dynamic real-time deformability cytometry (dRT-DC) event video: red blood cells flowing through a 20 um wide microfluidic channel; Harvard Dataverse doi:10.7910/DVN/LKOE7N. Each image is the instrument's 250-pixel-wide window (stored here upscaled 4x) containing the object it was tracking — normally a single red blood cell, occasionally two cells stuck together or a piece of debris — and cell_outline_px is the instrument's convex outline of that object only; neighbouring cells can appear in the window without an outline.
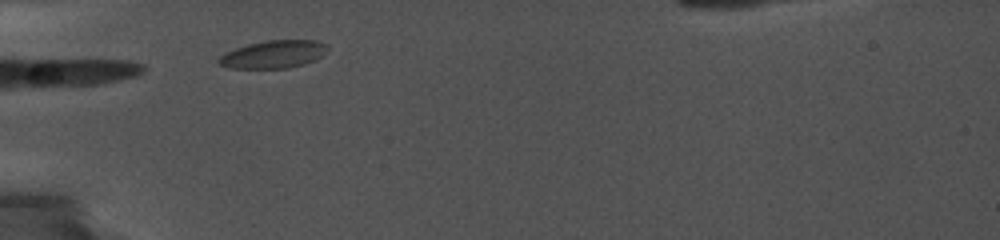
{"species": "common noctule bat (a hibernating species)", "species_latin": "Nyctalus noctula", "temperature_condition": "cold", "stored_images_in_passage": 8, "camera_frame_rate_fps": 5000, "um_per_image_px": 0.085, "animal": {"sex": "female", "body_mass_g": 19.0, "forearm_length_mm": 56.7}, "frame": {"image": 1, "passage_image": 1, "time_ms": 0.0, "image_size_px": [1000, 240], "cell_outline_px": [[328, 52], [316, 60], [304, 64], [288, 68], [228, 68], [220, 64], [216, 60], [220, 56], [236, 48], [248, 44], [268, 40], [316, 40], [328, 44]], "centroid_in_image_um": [23.3, 4.61], "position_along_channel_um": 61.7, "area_um2": 17.69}}
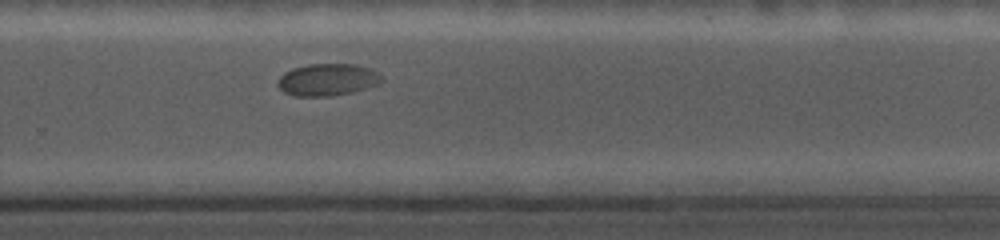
{"frame": {"image": 2, "passage_image": 7, "time_ms": 7.0, "image_size_px": [1000, 240], "cell_outline_px": [[384, 80], [380, 84], [352, 92], [328, 96], [296, 96], [284, 92], [276, 84], [280, 76], [284, 72], [292, 68], [308, 64], [356, 64], [368, 68], [376, 72]], "centroid_in_image_um": [27.82, 6.77], "position_along_channel_um": 302.0, "area_um2": 19.42}}
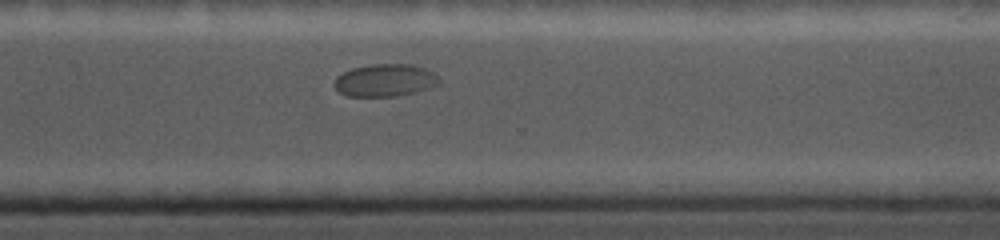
{"frame": {"image": 3, "passage_image": 8, "time_ms": 8.0, "image_size_px": [1000, 240], "cell_outline_px": [[440, 84], [416, 92], [396, 96], [348, 96], [340, 92], [332, 84], [336, 76], [352, 68], [372, 64], [408, 64], [424, 68], [432, 72], [440, 80]], "centroid_in_image_um": [32.7, 6.82], "position_along_channel_um": 337.9, "area_um2": 19.77}}